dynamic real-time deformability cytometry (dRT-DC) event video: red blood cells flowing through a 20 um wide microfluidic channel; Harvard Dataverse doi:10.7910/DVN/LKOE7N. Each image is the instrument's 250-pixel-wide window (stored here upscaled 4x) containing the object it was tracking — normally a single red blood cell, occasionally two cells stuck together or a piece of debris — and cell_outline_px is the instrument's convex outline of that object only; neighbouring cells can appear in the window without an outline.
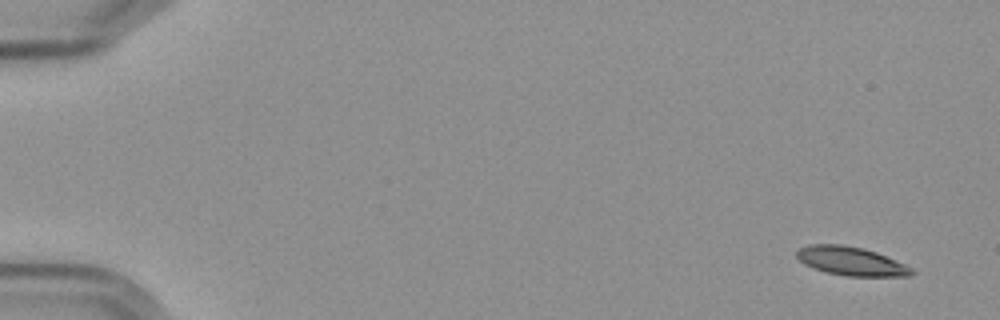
{"species": "Egyptian fruit bat (a non-hibernating species)", "species_latin": "Rousettus aegyptiacus", "temperature_condition": "cold", "stored_images_in_passage": 6, "segment_of_instrument_passage": [1, 2], "camera_frame_rate_fps": 3000, "um_per_image_px": 0.085, "frame": {"image": 1, "passage_image": 1, "time_ms": 0.0, "image_size_px": [1000, 320], "cell_outline_px": [[916, 272], [908, 276], [848, 276], [824, 272], [812, 268], [804, 264], [796, 256], [796, 252], [800, 248], [808, 244], [840, 244], [864, 248], [876, 252], [904, 264], [912, 268]], "centroid_in_image_um": [72.31, 22.19], "position_along_channel_um": 12.7, "area_um2": 19.25}}
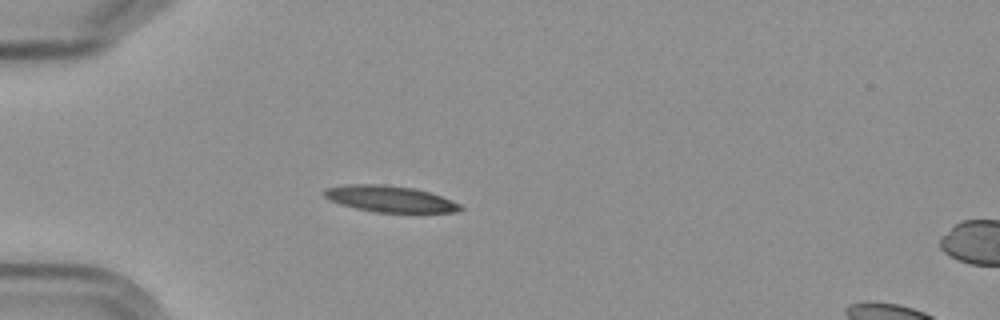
{"frame": {"image": 2, "passage_image": 5, "time_ms": 4.667, "image_size_px": [1000, 320], "cell_outline_px": [[464, 208], [460, 212], [376, 212], [356, 208], [340, 204], [324, 196], [320, 192], [324, 188], [348, 184], [384, 184], [412, 188], [428, 192], [452, 200], [460, 204]], "centroid_in_image_um": [33.12, 16.9], "position_along_channel_um": 51.9, "area_um2": 20.81}}